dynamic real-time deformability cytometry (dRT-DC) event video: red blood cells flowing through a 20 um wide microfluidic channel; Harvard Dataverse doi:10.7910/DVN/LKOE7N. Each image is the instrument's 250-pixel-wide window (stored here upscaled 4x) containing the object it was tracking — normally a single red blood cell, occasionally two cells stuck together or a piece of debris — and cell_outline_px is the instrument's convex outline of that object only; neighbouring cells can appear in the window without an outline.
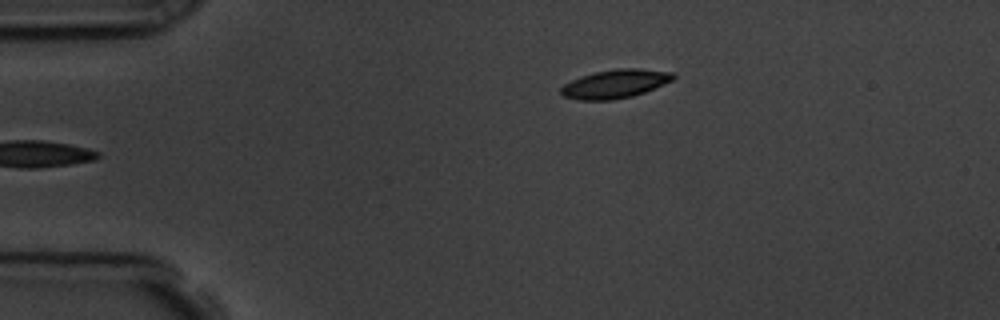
{"species": "common noctule bat (a hibernating species)", "species_latin": "Nyctalus noctula", "temperature_condition": "room temperature", "stored_images_in_passage": 47, "camera_frame_rate_fps": 3000, "um_per_image_px": 0.085, "animal": {"sex": "male", "body_mass_g": 19.5, "forearm_length_mm": 54.6}, "frame": {"image": 1, "passage_image": 1, "time_ms": 0.0, "image_size_px": [1000, 320], "cell_outline_px": [[676, 76], [672, 80], [664, 84], [644, 92], [632, 96], [612, 100], [580, 100], [564, 96], [560, 92], [560, 88], [564, 84], [580, 76], [596, 72], [620, 68], [640, 68], [672, 72]], "centroid_in_image_um": [52.29, 7.12], "position_along_channel_um": 32.7, "area_um2": 18.61}}
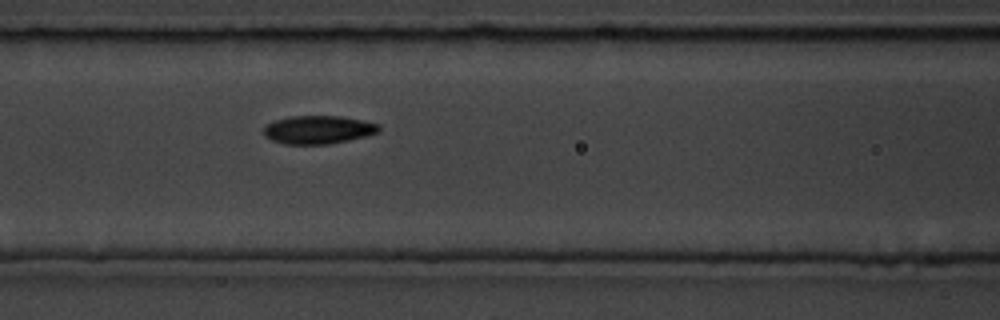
{"frame": {"image": 2, "passage_image": 14, "time_ms": 4.333, "image_size_px": [1000, 320], "cell_outline_px": [[380, 132], [368, 136], [328, 144], [284, 144], [272, 140], [264, 136], [264, 128], [268, 124], [276, 120], [288, 116], [340, 116], [380, 124]], "centroid_in_image_um": [27.07, 11.03], "position_along_channel_um": 139.5, "area_um2": 18.96}}
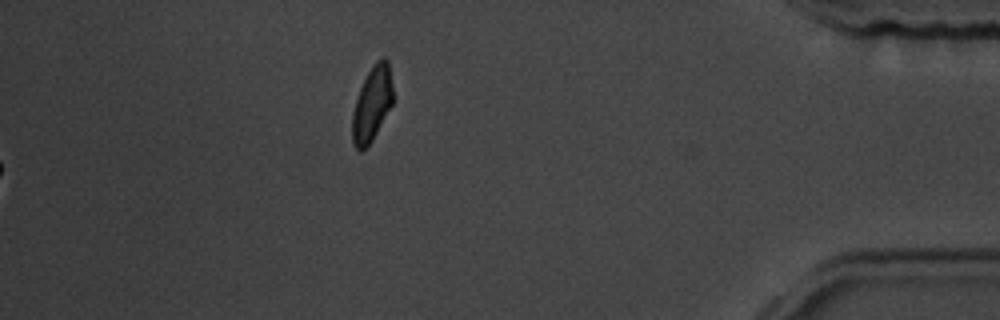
{"frame": {"image": 3, "passage_image": 40, "time_ms": 13.0, "image_size_px": [1000, 320], "cell_outline_px": [[392, 104], [372, 140], [360, 152], [356, 148], [352, 140], [352, 112], [360, 88], [372, 64], [376, 60], [384, 56], [388, 60], [392, 88]], "centroid_in_image_um": [31.61, 8.81], "position_along_channel_um": 403.6, "area_um2": 17.46}, "authors_computed_cell_mechanics": {"area_um2": 18.9584, "velocity_mm_per_s": 3.5614, "shape_relaxation_time_tau1_ms": 5.5837, "shape_relaxation_time_tau2_ms": 2.0878, "deformation_change_tau1": 0.1516, "deformation_change_tau2": 0.0678}}